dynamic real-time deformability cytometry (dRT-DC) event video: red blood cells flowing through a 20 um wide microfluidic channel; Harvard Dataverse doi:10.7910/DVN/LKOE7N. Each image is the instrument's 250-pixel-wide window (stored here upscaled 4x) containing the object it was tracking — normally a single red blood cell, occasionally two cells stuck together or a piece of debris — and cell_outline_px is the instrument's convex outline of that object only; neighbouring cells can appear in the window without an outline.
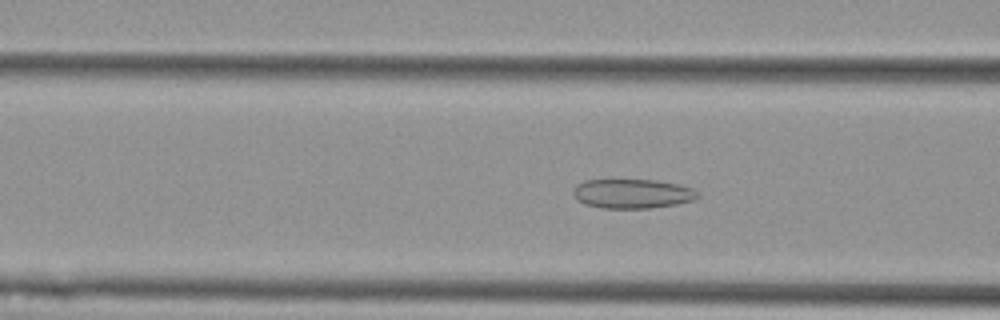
{"species": "Egyptian fruit bat (a non-hibernating species)", "species_latin": "Rousettus aegyptiacus", "temperature_condition": "cold", "stored_images_in_passage": 47, "camera_frame_rate_fps": 3000, "um_per_image_px": 0.085, "animal": {"sex": "female"}, "frame": {"image": 1, "passage_image": 17, "time_ms": 5.333, "image_size_px": [1000, 320], "cell_outline_px": [[700, 196], [692, 200], [676, 204], [652, 208], [600, 208], [584, 204], [576, 200], [572, 192], [576, 184], [584, 180], [652, 180], [680, 184], [692, 188], [700, 192]], "centroid_in_image_um": [53.74, 16.46], "position_along_channel_um": 112.9, "area_um2": 21.5}}
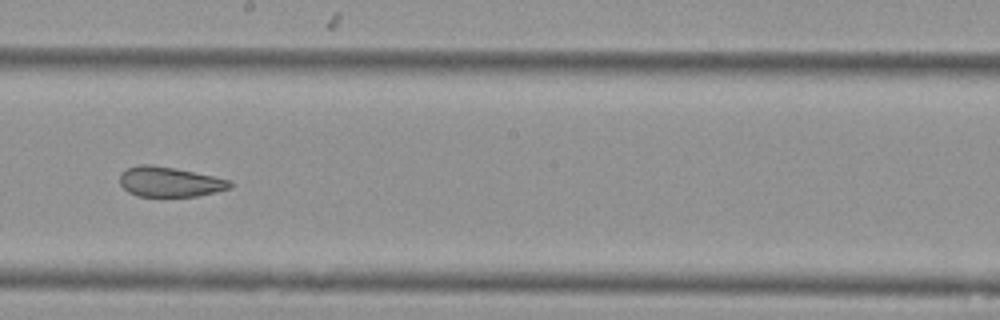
{"frame": {"image": 2, "passage_image": 27, "time_ms": 8.667, "image_size_px": [1000, 320], "cell_outline_px": [[232, 188], [216, 192], [196, 196], [136, 196], [128, 192], [120, 184], [120, 172], [124, 168], [140, 164], [152, 164], [176, 168], [232, 180]], "centroid_in_image_um": [14.41, 15.44], "position_along_channel_um": 233.8, "area_um2": 19.54}}
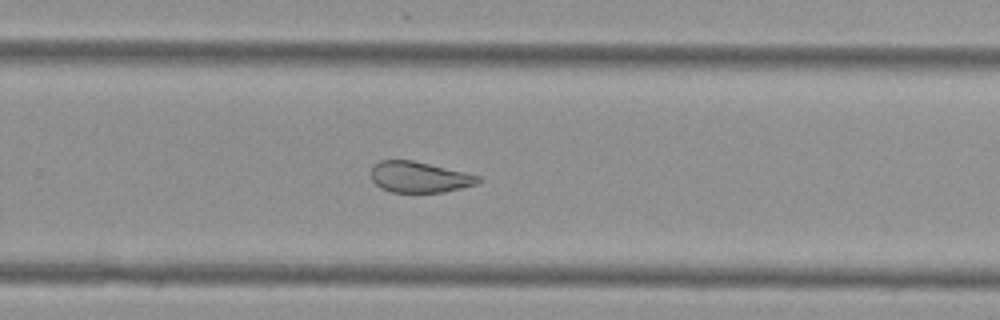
{"frame": {"image": 3, "passage_image": 32, "time_ms": 10.333, "image_size_px": [1000, 320], "cell_outline_px": [[480, 180], [476, 184], [444, 192], [392, 192], [380, 188], [372, 180], [372, 164], [380, 160], [412, 160], [464, 172], [480, 176]], "centroid_in_image_um": [35.6, 15.05], "position_along_channel_um": 294.2, "area_um2": 19.13}, "authors_computed_cell_mechanics": {"area_um2": 20.6346, "velocity_mm_per_s": 3.6345, "shape_relaxation_time_tau1_ms": null, "shape_relaxation_time_tau2_ms": 1.9845, "deformation_change_tau1": null, "deformation_change_tau2": 0.0839}}